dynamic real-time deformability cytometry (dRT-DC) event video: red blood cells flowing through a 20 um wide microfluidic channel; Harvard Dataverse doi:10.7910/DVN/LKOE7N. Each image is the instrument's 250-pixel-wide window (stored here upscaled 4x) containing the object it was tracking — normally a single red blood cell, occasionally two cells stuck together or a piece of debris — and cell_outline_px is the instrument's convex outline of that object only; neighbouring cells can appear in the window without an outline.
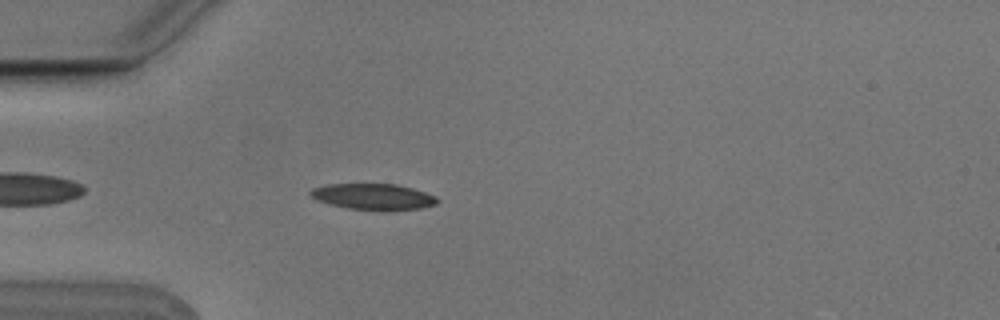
{"species": "Egyptian fruit bat (a non-hibernating species)", "species_latin": "Rousettus aegyptiacus", "temperature_condition": "cold", "stored_images_in_passage": 4, "camera_frame_rate_fps": 3000, "um_per_image_px": 0.085, "animal": {"sex": "male"}, "frame": {"image": 1, "passage_image": 4, "time_ms": 1.0, "image_size_px": [1000, 320], "cell_outline_px": [[440, 200], [436, 204], [420, 208], [376, 212], [348, 208], [316, 200], [308, 192], [312, 188], [328, 184], [396, 184], [412, 188], [436, 196]], "centroid_in_image_um": [31.74, 16.73], "position_along_channel_um": 53.3, "area_um2": 19.48}}